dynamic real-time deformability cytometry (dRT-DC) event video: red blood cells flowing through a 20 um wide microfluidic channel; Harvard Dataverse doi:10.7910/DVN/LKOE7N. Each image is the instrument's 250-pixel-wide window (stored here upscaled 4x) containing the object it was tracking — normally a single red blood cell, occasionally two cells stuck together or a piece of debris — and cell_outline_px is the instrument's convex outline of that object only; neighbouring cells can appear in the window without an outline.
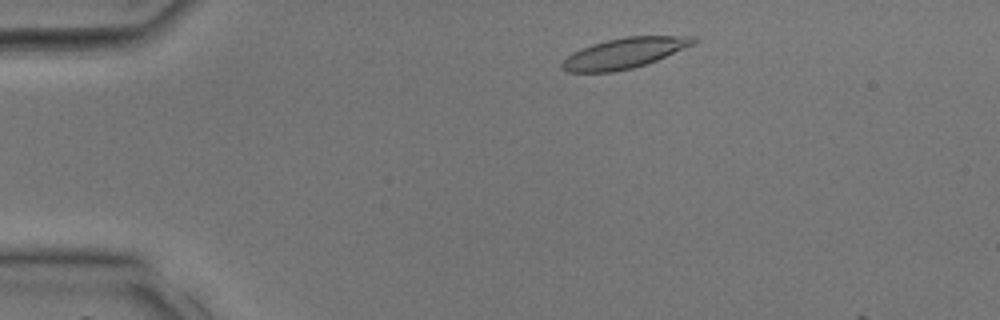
{"species": "common noctule bat (a hibernating species)", "species_latin": "Nyctalus noctula", "temperature_condition": "room temperature", "stored_images_in_passage": 6, "camera_frame_rate_fps": 3000, "um_per_image_px": 0.085, "animal": {"sex": "male", "body_mass_g": 17.9, "forearm_length_mm": 54.2}, "frame": {"image": 1, "passage_image": 3, "time_ms": 0.667, "image_size_px": [1000, 320], "cell_outline_px": [[700, 40], [696, 44], [656, 60], [632, 68], [612, 72], [568, 72], [560, 68], [560, 64], [572, 52], [580, 48], [592, 44], [624, 36], [696, 36]], "centroid_in_image_um": [53.09, 4.51], "position_along_channel_um": 31.9, "area_um2": 23.41}}